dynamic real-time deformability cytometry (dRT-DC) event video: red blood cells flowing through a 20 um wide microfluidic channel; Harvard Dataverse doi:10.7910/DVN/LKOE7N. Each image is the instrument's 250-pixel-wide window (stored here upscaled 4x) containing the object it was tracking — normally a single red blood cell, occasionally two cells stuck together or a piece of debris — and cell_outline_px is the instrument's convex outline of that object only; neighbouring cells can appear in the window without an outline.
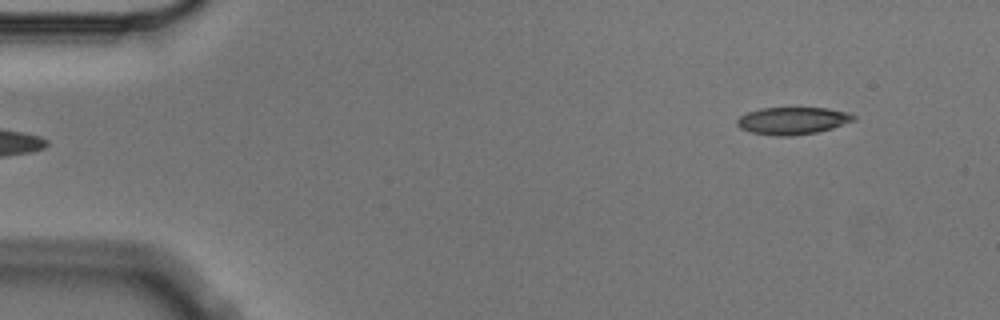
{"species": "Egyptian fruit bat (a non-hibernating species)", "species_latin": "Rousettus aegyptiacus", "temperature_condition": "cold", "stored_images_in_passage": 5, "segment_of_instrument_passage": [2, 2], "camera_frame_rate_fps": 3000, "um_per_image_px": 0.085, "animal": {"sex": "male"}, "frame": {"image": 1, "passage_image": 5, "time_ms": 1.333, "image_size_px": [1000, 320], "cell_outline_px": [[856, 120], [832, 128], [816, 132], [792, 136], [776, 136], [752, 132], [740, 128], [736, 124], [736, 120], [740, 116], [748, 112], [760, 108], [828, 108], [848, 112], [856, 116]], "centroid_in_image_um": [67.38, 10.26], "position_along_channel_um": 17.6, "area_um2": 18.55}}